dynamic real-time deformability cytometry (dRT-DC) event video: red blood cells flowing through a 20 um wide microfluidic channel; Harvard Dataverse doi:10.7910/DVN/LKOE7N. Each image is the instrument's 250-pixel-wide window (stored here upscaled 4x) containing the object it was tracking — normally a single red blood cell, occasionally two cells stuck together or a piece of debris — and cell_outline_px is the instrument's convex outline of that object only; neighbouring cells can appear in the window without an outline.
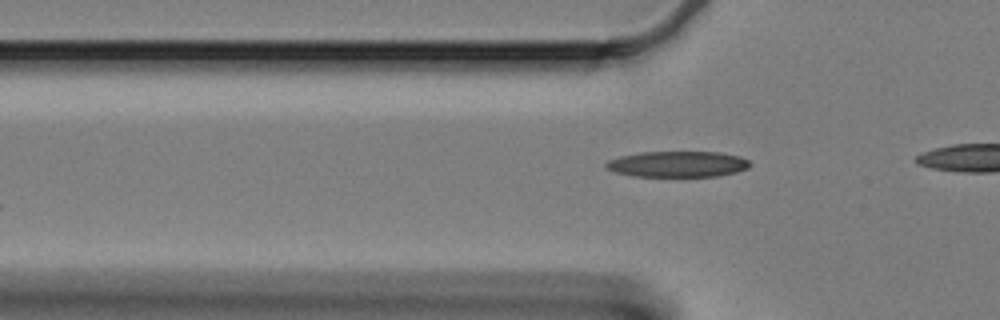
{"species": "Egyptian fruit bat (a non-hibernating species)", "species_latin": "Rousettus aegyptiacus", "temperature_condition": "cold", "stored_images_in_passage": 11, "camera_frame_rate_fps": 3000, "um_per_image_px": 0.085, "animal": {"sex": "female"}, "frame": {"image": 1, "passage_image": 8, "time_ms": 2.333, "image_size_px": [1000, 320], "cell_outline_px": [[752, 164], [748, 168], [736, 172], [716, 176], [632, 176], [616, 172], [604, 168], [604, 164], [608, 160], [620, 156], [640, 152], [720, 152], [740, 156], [748, 160]], "centroid_in_image_um": [57.59, 13.94], "position_along_channel_um": 68.2, "area_um2": 21.79}}